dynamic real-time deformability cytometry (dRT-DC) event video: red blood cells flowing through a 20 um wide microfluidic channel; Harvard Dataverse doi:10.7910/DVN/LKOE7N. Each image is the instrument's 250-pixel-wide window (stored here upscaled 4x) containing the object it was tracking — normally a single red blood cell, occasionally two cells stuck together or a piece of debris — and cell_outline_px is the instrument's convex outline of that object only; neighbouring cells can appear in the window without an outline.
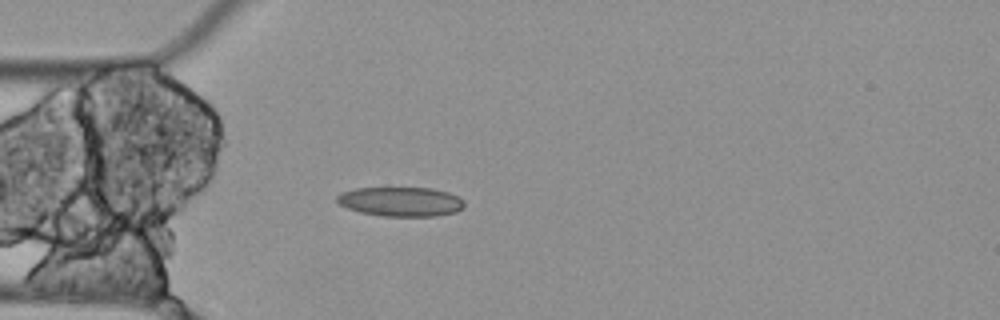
{"species": "Egyptian fruit bat (a non-hibernating species)", "species_latin": "Rousettus aegyptiacus", "temperature_condition": "cold", "stored_images_in_passage": 5, "camera_frame_rate_fps": 3000, "um_per_image_px": 0.085, "animal": {"sex": "female"}, "frame": {"image": 1, "passage_image": 5, "time_ms": 1.333, "image_size_px": [1000, 320], "cell_outline_px": [[464, 208], [456, 212], [436, 216], [384, 216], [360, 212], [348, 208], [340, 204], [336, 200], [336, 196], [340, 192], [356, 188], [432, 188], [448, 192], [460, 196], [464, 200]], "centroid_in_image_um": [34.1, 17.13], "position_along_channel_um": 50.9, "area_um2": 21.96}}